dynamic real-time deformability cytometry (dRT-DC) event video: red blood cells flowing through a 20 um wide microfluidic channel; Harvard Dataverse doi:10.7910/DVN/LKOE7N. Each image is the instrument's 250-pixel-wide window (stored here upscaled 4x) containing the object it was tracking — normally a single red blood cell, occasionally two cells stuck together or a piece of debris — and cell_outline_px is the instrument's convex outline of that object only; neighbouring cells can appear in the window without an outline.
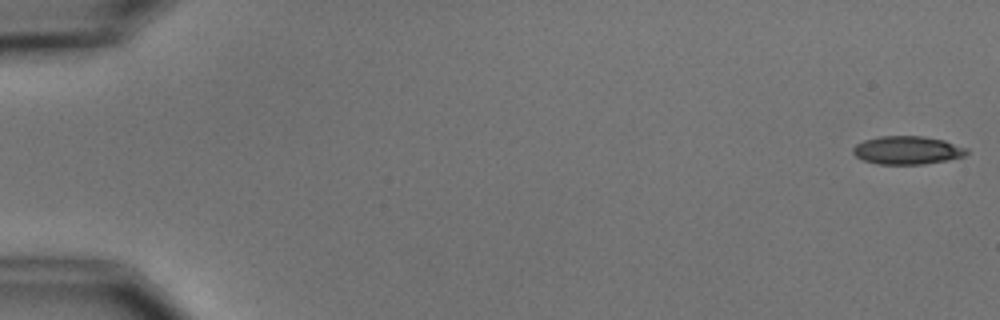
{"species": "common noctule bat (a hibernating species)", "species_latin": "Nyctalus noctula", "temperature_condition": "cold", "stored_images_in_passage": 5, "camera_frame_rate_fps": 3000, "um_per_image_px": 0.085, "animal": {"sex": "male", "body_mass_g": 15.6}, "frame": {"image": 1, "passage_image": 1, "time_ms": 0.0, "image_size_px": [1000, 320], "cell_outline_px": [[968, 152], [964, 156], [924, 164], [880, 164], [864, 160], [856, 156], [852, 152], [852, 148], [856, 144], [864, 140], [880, 136], [924, 136], [944, 140], [968, 148]], "centroid_in_image_um": [77.11, 12.76], "position_along_channel_um": 7.9, "area_um2": 18.61}}